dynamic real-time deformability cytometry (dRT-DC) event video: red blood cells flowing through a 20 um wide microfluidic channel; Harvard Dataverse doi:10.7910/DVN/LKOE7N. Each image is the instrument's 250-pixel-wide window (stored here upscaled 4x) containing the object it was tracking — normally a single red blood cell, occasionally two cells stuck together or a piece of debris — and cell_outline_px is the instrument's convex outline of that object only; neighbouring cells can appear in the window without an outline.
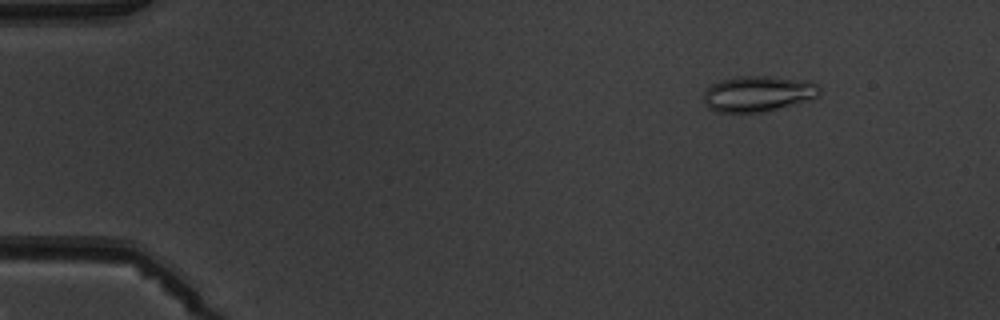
{"species": "common noctule bat (a hibernating species)", "species_latin": "Nyctalus noctula", "temperature_condition": "warm", "stored_images_in_passage": 8, "camera_frame_rate_fps": 3000, "um_per_image_px": 0.085, "animal": {"sex": "male", "body_mass_g": 19.5, "forearm_length_mm": 54.6}, "frame": {"image": 1, "passage_image": 2, "time_ms": 1.333, "image_size_px": [1000, 320], "cell_outline_px": [[820, 96], [808, 100], [764, 112], [716, 112], [708, 108], [704, 104], [704, 92], [712, 84], [720, 80], [740, 76], [768, 76], [812, 80], [820, 88]], "centroid_in_image_um": [64.45, 7.96], "position_along_channel_um": 20.5, "area_um2": 24.33}}
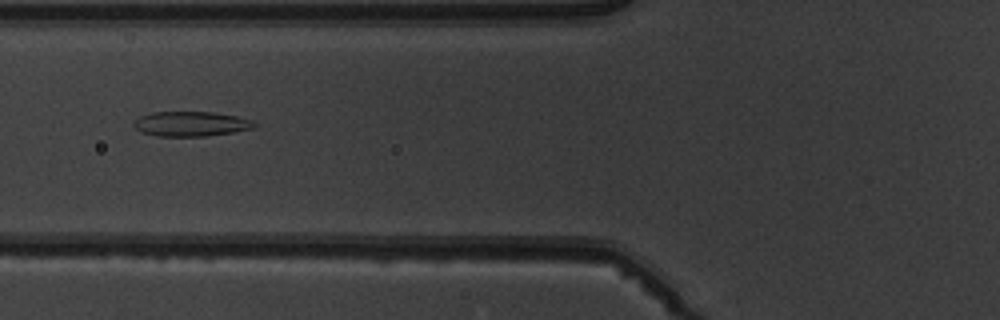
{"frame": {"image": 2, "passage_image": 6, "time_ms": 6.0, "image_size_px": [1000, 320], "cell_outline_px": [[256, 128], [208, 136], [156, 136], [140, 132], [132, 124], [140, 116], [152, 112], [216, 112], [236, 116], [252, 120], [256, 124]], "centroid_in_image_um": [16.24, 10.53], "position_along_channel_um": 109.6, "area_um2": 17.51}}
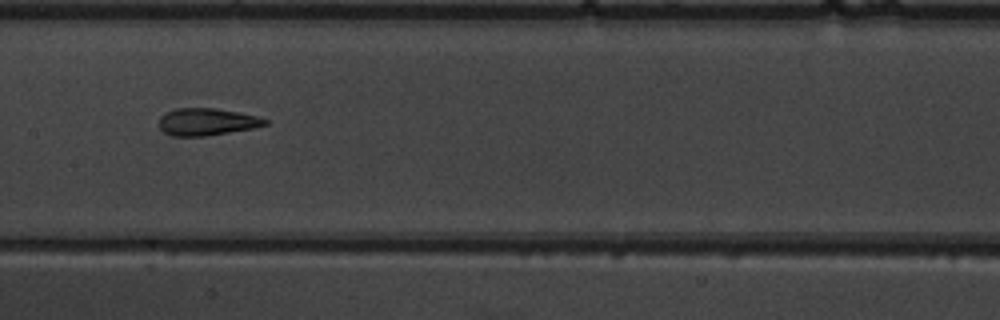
{"frame": {"image": 3, "passage_image": 8, "time_ms": 8.0, "image_size_px": [1000, 320], "cell_outline_px": [[268, 124], [252, 128], [204, 136], [172, 136], [164, 132], [160, 128], [160, 116], [176, 108], [216, 108], [240, 112], [260, 116], [268, 120]], "centroid_in_image_um": [17.61, 10.34], "position_along_channel_um": 189.8, "area_um2": 16.76}}